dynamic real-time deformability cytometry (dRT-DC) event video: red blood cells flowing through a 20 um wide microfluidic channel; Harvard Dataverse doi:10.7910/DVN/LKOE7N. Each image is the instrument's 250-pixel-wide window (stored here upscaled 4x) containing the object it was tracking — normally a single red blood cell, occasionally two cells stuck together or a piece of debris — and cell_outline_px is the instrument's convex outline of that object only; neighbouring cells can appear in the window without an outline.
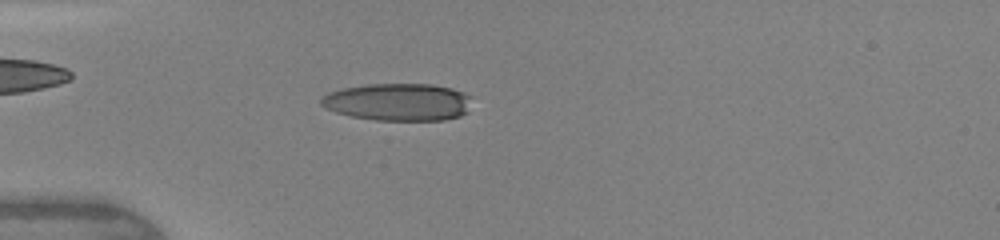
{"species": "human", "species_latin": "Homo sapiens", "temperature_condition": "warm", "stored_images_in_passage": 47, "camera_frame_rate_fps": 3000, "um_per_image_px": 0.085, "donor": {"sex": "female"}, "frame": {"image": 1, "passage_image": 14, "time_ms": 4.333, "image_size_px": [1000, 240], "cell_outline_px": [[472, 96], [468, 112], [460, 116], [444, 120], [376, 120], [352, 116], [336, 112], [320, 104], [320, 96], [328, 92], [344, 88], [368, 84], [432, 84], [452, 88], [464, 92]], "centroid_in_image_um": [33.88, 8.66], "position_along_channel_um": 51.1, "area_um2": 33.06}}
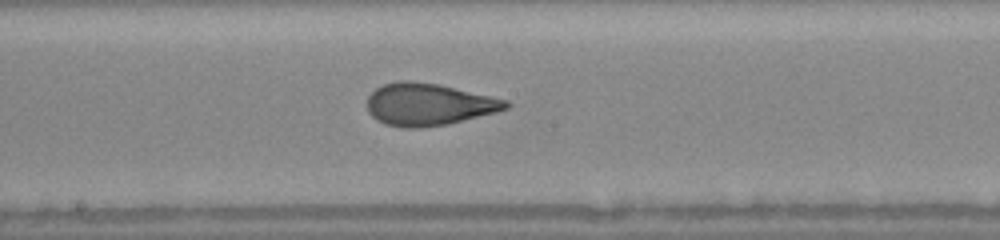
{"frame": {"image": 2, "passage_image": 26, "time_ms": 8.333, "image_size_px": [1000, 240], "cell_outline_px": [[512, 104], [508, 108], [496, 112], [448, 124], [420, 128], [400, 128], [384, 124], [376, 120], [368, 112], [368, 96], [376, 88], [384, 84], [400, 80], [408, 80], [440, 84], [508, 100]], "centroid_in_image_um": [36.43, 8.88], "position_along_channel_um": 211.8, "area_um2": 34.33}}
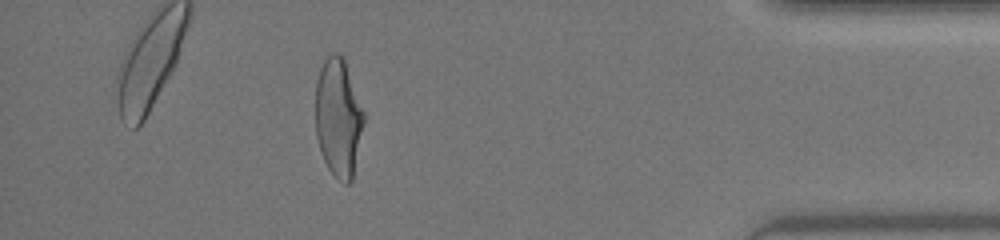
{"frame": {"image": 3, "passage_image": 42, "time_ms": 13.667, "image_size_px": [1000, 240], "cell_outline_px": [[364, 120], [352, 180], [348, 184], [344, 184], [328, 168], [320, 152], [316, 136], [316, 80], [320, 68], [328, 52], [336, 52], [344, 60], [364, 112]], "centroid_in_image_um": [28.74, 9.99], "position_along_channel_um": 406.5, "area_um2": 33.06}, "authors_computed_cell_mechanics": {"area_um2": 33.6396, "velocity_mm_per_s": 4.3867, "shape_relaxation_time_tau1_ms": 5.7467, "shape_relaxation_time_tau2_ms": 0.9801, "deformation_change_tau1": 0.2363, "deformation_change_tau2": 0.0909}}